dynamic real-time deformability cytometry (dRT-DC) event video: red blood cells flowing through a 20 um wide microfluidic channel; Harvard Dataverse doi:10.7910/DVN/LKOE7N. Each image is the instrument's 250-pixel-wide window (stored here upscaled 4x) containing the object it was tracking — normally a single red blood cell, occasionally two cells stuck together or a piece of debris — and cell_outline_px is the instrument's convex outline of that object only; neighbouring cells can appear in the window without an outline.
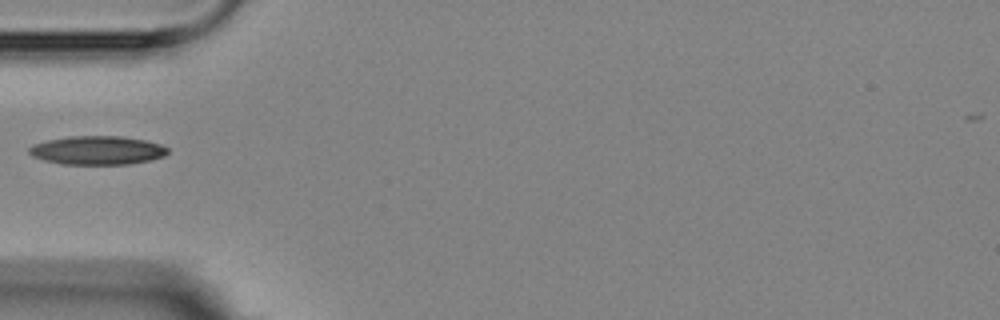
{"species": "Egyptian fruit bat (a non-hibernating species)", "species_latin": "Rousettus aegyptiacus", "temperature_condition": "room temperature", "stored_images_in_passage": 1, "camera_frame_rate_fps": 3000, "um_per_image_px": 0.085, "animal": {"sex": "female"}, "frame": {"image": 1, "passage_image": 1, "time_ms": 0.0, "image_size_px": [1000, 320], "cell_outline_px": [[168, 152], [164, 156], [152, 160], [128, 164], [60, 164], [44, 160], [32, 156], [28, 152], [28, 148], [32, 144], [48, 140], [72, 136], [120, 136], [144, 140], [160, 144], [168, 148]], "centroid_in_image_um": [8.26, 12.78], "position_along_channel_um": 76.7, "area_um2": 23.18}}